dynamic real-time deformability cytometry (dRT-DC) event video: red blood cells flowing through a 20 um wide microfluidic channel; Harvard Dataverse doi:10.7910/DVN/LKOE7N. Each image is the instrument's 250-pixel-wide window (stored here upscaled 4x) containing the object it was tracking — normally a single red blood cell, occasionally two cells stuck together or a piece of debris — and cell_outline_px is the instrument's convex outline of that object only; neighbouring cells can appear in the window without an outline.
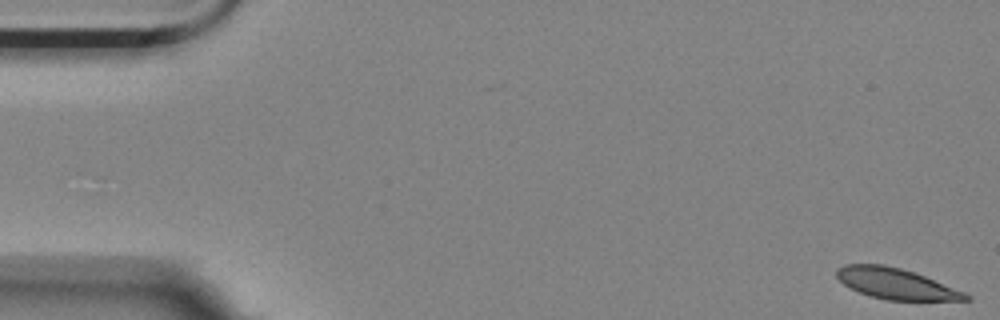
{"species": "Egyptian fruit bat (a non-hibernating species)", "species_latin": "Rousettus aegyptiacus", "temperature_condition": "room temperature", "stored_images_in_passage": 6, "camera_frame_rate_fps": 3000, "um_per_image_px": 0.085, "animal": {"sex": "female"}, "frame": {"image": 1, "passage_image": 1, "time_ms": 0.0, "image_size_px": [1000, 320], "cell_outline_px": [[972, 300], [888, 300], [872, 296], [860, 292], [844, 284], [836, 276], [836, 268], [844, 264], [884, 264], [900, 268], [924, 276], [964, 292], [972, 296]], "centroid_in_image_um": [76.14, 24.1], "position_along_channel_um": 8.9, "area_um2": 22.83}}
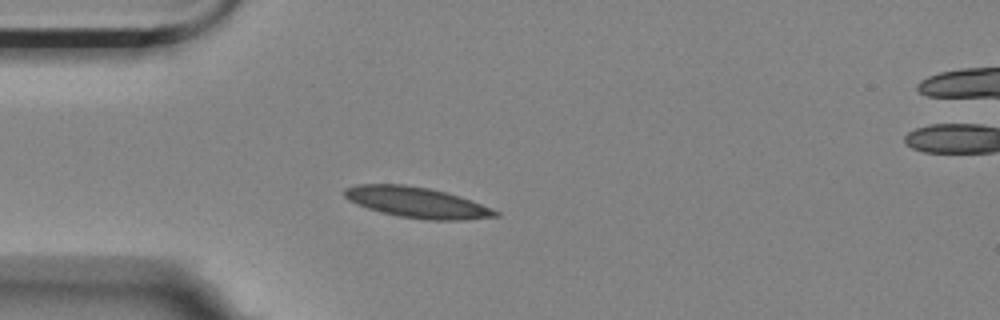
{"frame": {"image": 2, "passage_image": 5, "time_ms": 1.333, "image_size_px": [1000, 320], "cell_outline_px": [[500, 216], [468, 220], [428, 220], [400, 216], [368, 208], [348, 200], [344, 196], [344, 188], [356, 184], [404, 184], [428, 188], [448, 192], [472, 200], [492, 208], [500, 212]], "centroid_in_image_um": [35.49, 17.2], "position_along_channel_um": 49.5, "area_um2": 27.05}}